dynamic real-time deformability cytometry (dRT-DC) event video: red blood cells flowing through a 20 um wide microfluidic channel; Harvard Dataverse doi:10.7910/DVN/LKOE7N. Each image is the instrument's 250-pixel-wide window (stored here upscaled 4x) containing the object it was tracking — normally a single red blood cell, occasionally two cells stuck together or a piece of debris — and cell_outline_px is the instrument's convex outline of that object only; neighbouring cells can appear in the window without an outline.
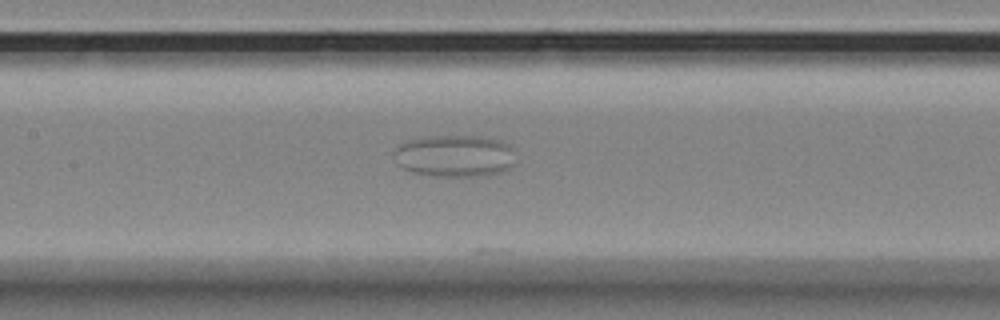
{"species": "Egyptian fruit bat (a non-hibernating species)", "species_latin": "Rousettus aegyptiacus", "temperature_condition": "room temperature", "stored_images_in_passage": 23, "camera_frame_rate_fps": 3000, "um_per_image_px": 0.085, "animal": {"sex": "female"}, "frame": {"image": 1, "passage_image": 14, "time_ms": 4.333, "image_size_px": [1000, 320], "cell_outline_px": [[516, 164], [500, 172], [480, 176], [432, 176], [412, 172], [396, 164], [392, 156], [392, 152], [404, 140], [432, 136], [480, 136], [504, 140], [512, 148]], "centroid_in_image_um": [38.63, 13.24], "position_along_channel_um": 168.8, "area_um2": 30.29}}
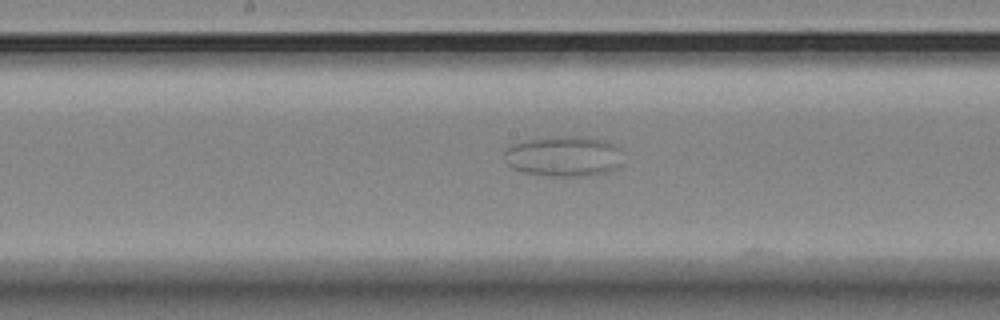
{"frame": {"image": 2, "passage_image": 17, "time_ms": 5.333, "image_size_px": [1000, 320], "cell_outline_px": [[620, 164], [616, 168], [604, 172], [584, 176], [552, 176], [524, 172], [512, 168], [508, 164], [504, 152], [512, 144], [528, 140], [556, 136], [588, 136], [604, 140], [616, 144], [620, 148]], "centroid_in_image_um": [47.94, 13.26], "position_along_channel_um": 200.3, "area_um2": 27.86}}
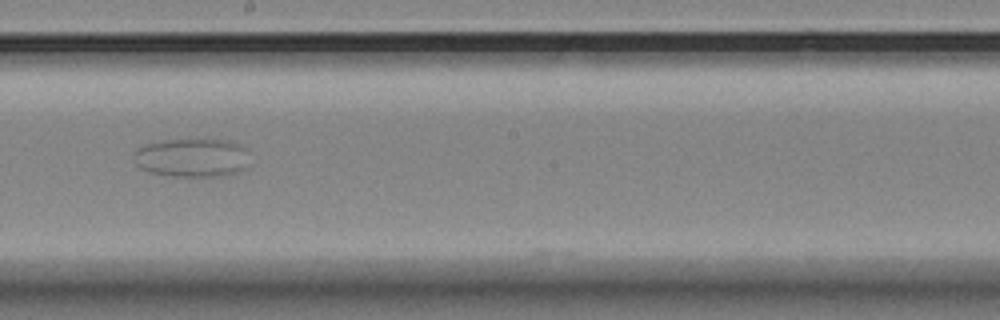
{"frame": {"image": 3, "passage_image": 20, "time_ms": 6.333, "image_size_px": [1000, 320], "cell_outline_px": [[252, 164], [248, 168], [224, 176], [172, 176], [148, 172], [140, 168], [132, 160], [132, 152], [136, 148], [144, 144], [160, 140], [228, 140], [244, 148]], "centroid_in_image_um": [16.29, 13.41], "position_along_channel_um": 231.9, "area_um2": 26.59}}